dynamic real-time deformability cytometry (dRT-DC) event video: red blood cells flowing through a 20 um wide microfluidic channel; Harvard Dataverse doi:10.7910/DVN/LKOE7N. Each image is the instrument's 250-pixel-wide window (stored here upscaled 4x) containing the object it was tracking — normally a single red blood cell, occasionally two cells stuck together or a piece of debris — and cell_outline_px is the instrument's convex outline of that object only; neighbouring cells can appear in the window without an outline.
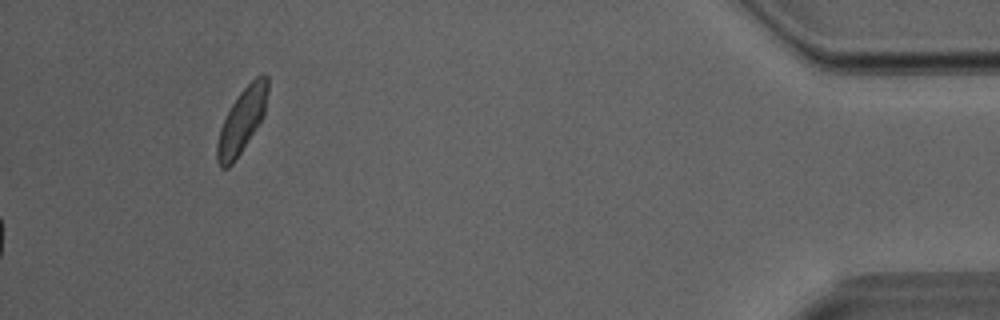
{"species": "Egyptian fruit bat (a non-hibernating species)", "species_latin": "Rousettus aegyptiacus", "temperature_condition": "room temperature", "stored_images_in_passage": 39, "camera_frame_rate_fps": 3000, "um_per_image_px": 0.085, "animal": {"sex": "male"}, "frame": {"image": 1, "passage_image": 39, "time_ms": 12.667, "image_size_px": [1000, 320], "cell_outline_px": [[268, 92], [264, 116], [232, 164], [228, 168], [220, 168], [216, 160], [216, 144], [220, 128], [232, 104], [240, 92], [260, 72], [268, 76]], "centroid_in_image_um": [20.56, 10.24], "position_along_channel_um": 414.6, "area_um2": 18.84}}